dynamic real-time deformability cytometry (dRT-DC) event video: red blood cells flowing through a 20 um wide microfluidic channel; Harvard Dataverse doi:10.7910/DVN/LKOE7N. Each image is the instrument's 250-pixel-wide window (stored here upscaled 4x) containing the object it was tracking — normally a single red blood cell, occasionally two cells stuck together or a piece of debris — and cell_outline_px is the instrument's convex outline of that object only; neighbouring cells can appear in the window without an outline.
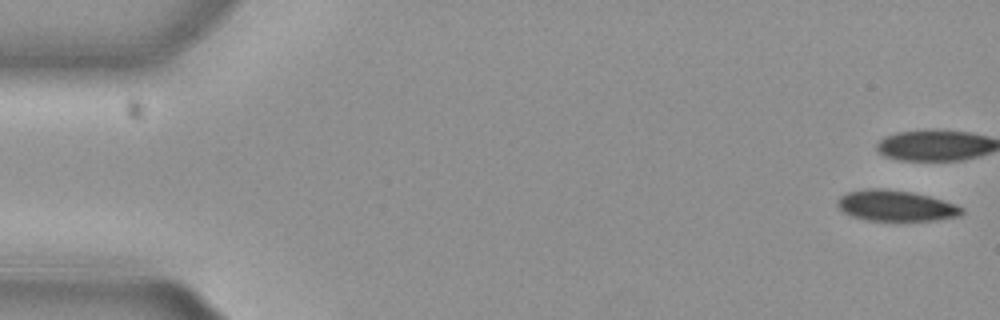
{"species": "common noctule bat (a hibernating species)", "species_latin": "Nyctalus noctula", "temperature_condition": "cold", "stored_images_in_passage": 41, "camera_frame_rate_fps": 3000, "um_per_image_px": 0.085, "animal": {"sex": "female", "body_mass_g": 29.2, "forearm_length_mm": 56.3}, "frame": {"image": 1, "passage_image": 1, "time_ms": 0.0, "image_size_px": [1000, 320], "cell_outline_px": [[964, 212], [960, 216], [936, 220], [868, 220], [852, 216], [844, 212], [836, 204], [836, 200], [840, 196], [848, 192], [864, 188], [880, 188], [912, 192], [928, 196], [956, 204], [964, 208]], "centroid_in_image_um": [76.14, 17.48], "position_along_channel_um": 8.9, "area_um2": 22.31}}